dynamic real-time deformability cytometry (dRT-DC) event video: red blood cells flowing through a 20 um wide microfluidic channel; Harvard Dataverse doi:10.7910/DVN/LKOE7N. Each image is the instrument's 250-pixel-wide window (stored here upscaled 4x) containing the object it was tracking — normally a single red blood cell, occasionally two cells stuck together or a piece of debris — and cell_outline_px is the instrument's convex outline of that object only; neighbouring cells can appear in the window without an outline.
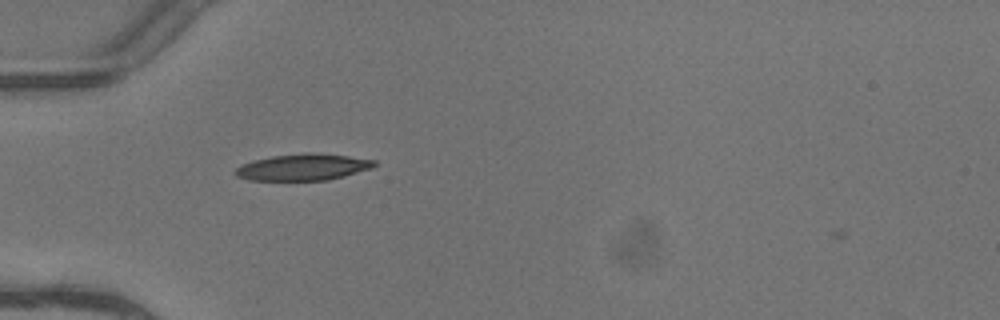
{"species": "common noctule bat (a hibernating species)", "species_latin": "Nyctalus noctula", "temperature_condition": "warm", "stored_images_in_passage": 2, "camera_frame_rate_fps": 3000, "um_per_image_px": 0.085, "animal": {"sex": "female"}, "frame": {"image": 1, "passage_image": 2, "time_ms": 0.333, "image_size_px": [1000, 320], "cell_outline_px": [[376, 164], [372, 168], [344, 176], [328, 180], [248, 180], [236, 176], [232, 172], [240, 164], [252, 160], [272, 156], [304, 152], [312, 152], [348, 156], [376, 160]], "centroid_in_image_um": [25.71, 14.2], "position_along_channel_um": 59.3, "area_um2": 21.68}}